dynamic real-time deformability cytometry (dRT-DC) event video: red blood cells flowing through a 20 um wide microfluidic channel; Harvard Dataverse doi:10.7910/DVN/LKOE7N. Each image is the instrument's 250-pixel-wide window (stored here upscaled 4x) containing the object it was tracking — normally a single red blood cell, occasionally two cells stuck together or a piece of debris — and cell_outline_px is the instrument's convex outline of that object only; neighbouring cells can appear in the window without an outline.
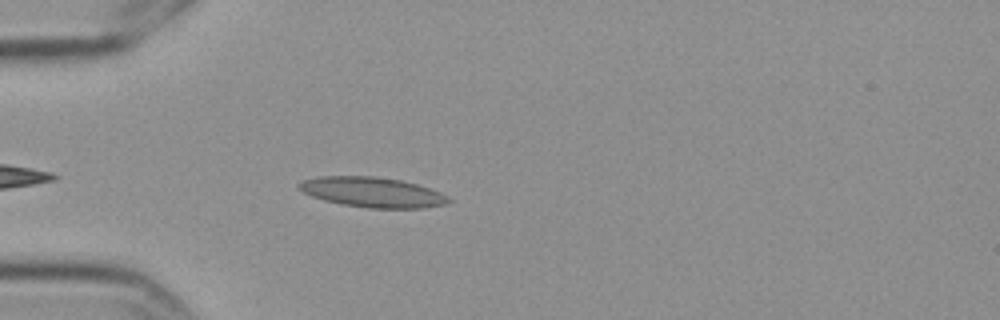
{"species": "Egyptian fruit bat (a non-hibernating species)", "species_latin": "Rousettus aegyptiacus", "temperature_condition": "cold", "stored_images_in_passage": 4, "camera_frame_rate_fps": 3000, "um_per_image_px": 0.085, "frame": {"image": 1, "passage_image": 4, "time_ms": 1.0, "image_size_px": [1000, 320], "cell_outline_px": [[452, 200], [444, 204], [424, 208], [368, 208], [340, 204], [324, 200], [312, 196], [296, 188], [296, 184], [304, 180], [320, 176], [376, 176], [400, 180], [416, 184], [440, 192], [448, 196]], "centroid_in_image_um": [31.62, 16.34], "position_along_channel_um": 53.4, "area_um2": 26.24}}